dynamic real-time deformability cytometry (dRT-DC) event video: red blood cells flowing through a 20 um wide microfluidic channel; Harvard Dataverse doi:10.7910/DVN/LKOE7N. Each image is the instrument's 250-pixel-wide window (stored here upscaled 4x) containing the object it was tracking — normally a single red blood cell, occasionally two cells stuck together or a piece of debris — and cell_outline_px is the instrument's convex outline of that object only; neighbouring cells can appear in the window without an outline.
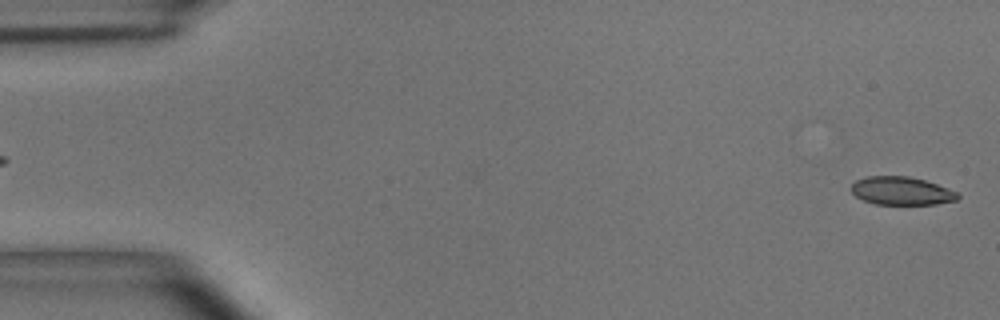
{"species": "common noctule bat (a hibernating species)", "species_latin": "Nyctalus noctula", "temperature_condition": "room temperature", "stored_images_in_passage": 5, "segment_of_instrument_passage": [2, 2], "camera_frame_rate_fps": 3000, "um_per_image_px": 0.085, "animal": {"sex": "male", "body_mass_g": 15.6}, "frame": {"image": 1, "passage_image": 5, "time_ms": 1.333, "image_size_px": [1000, 320], "cell_outline_px": [[960, 196], [956, 200], [936, 204], [876, 204], [864, 200], [856, 196], [852, 192], [852, 184], [856, 180], [868, 176], [908, 176], [924, 180], [948, 188], [956, 192]], "centroid_in_image_um": [76.62, 16.22], "position_along_channel_um": 8.4, "area_um2": 17.28}}